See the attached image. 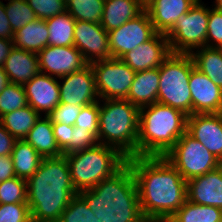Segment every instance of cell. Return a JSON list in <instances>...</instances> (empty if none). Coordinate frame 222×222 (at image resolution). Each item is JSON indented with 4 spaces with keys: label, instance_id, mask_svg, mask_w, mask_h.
Segmentation results:
<instances>
[{
    "label": "cell",
    "instance_id": "6da1fadb",
    "mask_svg": "<svg viewBox=\"0 0 222 222\" xmlns=\"http://www.w3.org/2000/svg\"><path fill=\"white\" fill-rule=\"evenodd\" d=\"M127 163L147 222L170 218L186 202L187 181L164 156H133Z\"/></svg>",
    "mask_w": 222,
    "mask_h": 222
},
{
    "label": "cell",
    "instance_id": "7a4b0ae2",
    "mask_svg": "<svg viewBox=\"0 0 222 222\" xmlns=\"http://www.w3.org/2000/svg\"><path fill=\"white\" fill-rule=\"evenodd\" d=\"M27 204L32 222H46L61 217L77 195L65 155L43 158L37 171L26 180Z\"/></svg>",
    "mask_w": 222,
    "mask_h": 222
},
{
    "label": "cell",
    "instance_id": "3957f363",
    "mask_svg": "<svg viewBox=\"0 0 222 222\" xmlns=\"http://www.w3.org/2000/svg\"><path fill=\"white\" fill-rule=\"evenodd\" d=\"M78 194L100 222H147L141 213L136 181L128 163L112 177Z\"/></svg>",
    "mask_w": 222,
    "mask_h": 222
},
{
    "label": "cell",
    "instance_id": "277c9868",
    "mask_svg": "<svg viewBox=\"0 0 222 222\" xmlns=\"http://www.w3.org/2000/svg\"><path fill=\"white\" fill-rule=\"evenodd\" d=\"M187 117L158 102L139 108L137 156H165L186 132Z\"/></svg>",
    "mask_w": 222,
    "mask_h": 222
},
{
    "label": "cell",
    "instance_id": "5b68a950",
    "mask_svg": "<svg viewBox=\"0 0 222 222\" xmlns=\"http://www.w3.org/2000/svg\"><path fill=\"white\" fill-rule=\"evenodd\" d=\"M138 126L139 108L130 101L126 99L99 101V144L117 149L127 159L137 156Z\"/></svg>",
    "mask_w": 222,
    "mask_h": 222
},
{
    "label": "cell",
    "instance_id": "8992f818",
    "mask_svg": "<svg viewBox=\"0 0 222 222\" xmlns=\"http://www.w3.org/2000/svg\"><path fill=\"white\" fill-rule=\"evenodd\" d=\"M65 156L77 193L94 188L102 180L112 177L127 163V158L117 149L104 144Z\"/></svg>",
    "mask_w": 222,
    "mask_h": 222
},
{
    "label": "cell",
    "instance_id": "52a82bcc",
    "mask_svg": "<svg viewBox=\"0 0 222 222\" xmlns=\"http://www.w3.org/2000/svg\"><path fill=\"white\" fill-rule=\"evenodd\" d=\"M195 66L191 54L171 53L159 67L157 102L192 114V97L189 78Z\"/></svg>",
    "mask_w": 222,
    "mask_h": 222
},
{
    "label": "cell",
    "instance_id": "ba28073f",
    "mask_svg": "<svg viewBox=\"0 0 222 222\" xmlns=\"http://www.w3.org/2000/svg\"><path fill=\"white\" fill-rule=\"evenodd\" d=\"M201 1L197 0L187 13L178 17L166 34L171 53L191 54L195 49L206 46L209 7Z\"/></svg>",
    "mask_w": 222,
    "mask_h": 222
},
{
    "label": "cell",
    "instance_id": "9c48e42d",
    "mask_svg": "<svg viewBox=\"0 0 222 222\" xmlns=\"http://www.w3.org/2000/svg\"><path fill=\"white\" fill-rule=\"evenodd\" d=\"M186 181L202 176L222 165L202 143L187 132L164 156Z\"/></svg>",
    "mask_w": 222,
    "mask_h": 222
},
{
    "label": "cell",
    "instance_id": "30bf717a",
    "mask_svg": "<svg viewBox=\"0 0 222 222\" xmlns=\"http://www.w3.org/2000/svg\"><path fill=\"white\" fill-rule=\"evenodd\" d=\"M100 100L126 99L136 72L120 58L91 63Z\"/></svg>",
    "mask_w": 222,
    "mask_h": 222
},
{
    "label": "cell",
    "instance_id": "8fae6325",
    "mask_svg": "<svg viewBox=\"0 0 222 222\" xmlns=\"http://www.w3.org/2000/svg\"><path fill=\"white\" fill-rule=\"evenodd\" d=\"M156 33L148 12L144 10L137 17L108 32L111 57L121 58L150 40Z\"/></svg>",
    "mask_w": 222,
    "mask_h": 222
},
{
    "label": "cell",
    "instance_id": "7c38bea8",
    "mask_svg": "<svg viewBox=\"0 0 222 222\" xmlns=\"http://www.w3.org/2000/svg\"><path fill=\"white\" fill-rule=\"evenodd\" d=\"M74 46L88 64L111 58L108 32L100 23L76 21Z\"/></svg>",
    "mask_w": 222,
    "mask_h": 222
},
{
    "label": "cell",
    "instance_id": "4fadbf2b",
    "mask_svg": "<svg viewBox=\"0 0 222 222\" xmlns=\"http://www.w3.org/2000/svg\"><path fill=\"white\" fill-rule=\"evenodd\" d=\"M40 72L62 77L82 70L88 65L82 53L74 46L48 45L38 54Z\"/></svg>",
    "mask_w": 222,
    "mask_h": 222
},
{
    "label": "cell",
    "instance_id": "5bb4252c",
    "mask_svg": "<svg viewBox=\"0 0 222 222\" xmlns=\"http://www.w3.org/2000/svg\"><path fill=\"white\" fill-rule=\"evenodd\" d=\"M60 103L88 106L100 101L91 64L82 70L59 77Z\"/></svg>",
    "mask_w": 222,
    "mask_h": 222
},
{
    "label": "cell",
    "instance_id": "9a60e30c",
    "mask_svg": "<svg viewBox=\"0 0 222 222\" xmlns=\"http://www.w3.org/2000/svg\"><path fill=\"white\" fill-rule=\"evenodd\" d=\"M170 54L166 34L156 33L150 40L127 52L120 59L135 72H140L159 68Z\"/></svg>",
    "mask_w": 222,
    "mask_h": 222
},
{
    "label": "cell",
    "instance_id": "2e32d148",
    "mask_svg": "<svg viewBox=\"0 0 222 222\" xmlns=\"http://www.w3.org/2000/svg\"><path fill=\"white\" fill-rule=\"evenodd\" d=\"M186 132L222 162V113L191 114Z\"/></svg>",
    "mask_w": 222,
    "mask_h": 222
},
{
    "label": "cell",
    "instance_id": "e0dca14e",
    "mask_svg": "<svg viewBox=\"0 0 222 222\" xmlns=\"http://www.w3.org/2000/svg\"><path fill=\"white\" fill-rule=\"evenodd\" d=\"M192 114L222 113V89L195 66L189 78Z\"/></svg>",
    "mask_w": 222,
    "mask_h": 222
},
{
    "label": "cell",
    "instance_id": "ac0fdd59",
    "mask_svg": "<svg viewBox=\"0 0 222 222\" xmlns=\"http://www.w3.org/2000/svg\"><path fill=\"white\" fill-rule=\"evenodd\" d=\"M57 77L44 73L36 74L23 85L27 104L40 115L48 116L60 103V88Z\"/></svg>",
    "mask_w": 222,
    "mask_h": 222
},
{
    "label": "cell",
    "instance_id": "d6986e66",
    "mask_svg": "<svg viewBox=\"0 0 222 222\" xmlns=\"http://www.w3.org/2000/svg\"><path fill=\"white\" fill-rule=\"evenodd\" d=\"M187 200L222 209V165L187 181Z\"/></svg>",
    "mask_w": 222,
    "mask_h": 222
},
{
    "label": "cell",
    "instance_id": "ffe728a7",
    "mask_svg": "<svg viewBox=\"0 0 222 222\" xmlns=\"http://www.w3.org/2000/svg\"><path fill=\"white\" fill-rule=\"evenodd\" d=\"M197 0H154L145 10L157 33L167 34L177 18L185 14Z\"/></svg>",
    "mask_w": 222,
    "mask_h": 222
},
{
    "label": "cell",
    "instance_id": "44dd1931",
    "mask_svg": "<svg viewBox=\"0 0 222 222\" xmlns=\"http://www.w3.org/2000/svg\"><path fill=\"white\" fill-rule=\"evenodd\" d=\"M3 69L10 82L24 85L40 73L38 55L13 47L4 62Z\"/></svg>",
    "mask_w": 222,
    "mask_h": 222
},
{
    "label": "cell",
    "instance_id": "7402d4cb",
    "mask_svg": "<svg viewBox=\"0 0 222 222\" xmlns=\"http://www.w3.org/2000/svg\"><path fill=\"white\" fill-rule=\"evenodd\" d=\"M159 68L136 72L126 100L138 108L157 102Z\"/></svg>",
    "mask_w": 222,
    "mask_h": 222
},
{
    "label": "cell",
    "instance_id": "603a6c76",
    "mask_svg": "<svg viewBox=\"0 0 222 222\" xmlns=\"http://www.w3.org/2000/svg\"><path fill=\"white\" fill-rule=\"evenodd\" d=\"M44 117V118H43ZM40 116L24 140L29 143L42 158L62 156L54 137L52 121L48 116Z\"/></svg>",
    "mask_w": 222,
    "mask_h": 222
},
{
    "label": "cell",
    "instance_id": "cb8c5ba5",
    "mask_svg": "<svg viewBox=\"0 0 222 222\" xmlns=\"http://www.w3.org/2000/svg\"><path fill=\"white\" fill-rule=\"evenodd\" d=\"M144 10L136 0H105L100 24L109 32L137 17Z\"/></svg>",
    "mask_w": 222,
    "mask_h": 222
},
{
    "label": "cell",
    "instance_id": "d4e9b609",
    "mask_svg": "<svg viewBox=\"0 0 222 222\" xmlns=\"http://www.w3.org/2000/svg\"><path fill=\"white\" fill-rule=\"evenodd\" d=\"M49 31L46 21L37 18L14 32V47L38 54L48 46Z\"/></svg>",
    "mask_w": 222,
    "mask_h": 222
},
{
    "label": "cell",
    "instance_id": "484cf974",
    "mask_svg": "<svg viewBox=\"0 0 222 222\" xmlns=\"http://www.w3.org/2000/svg\"><path fill=\"white\" fill-rule=\"evenodd\" d=\"M16 177L27 180L39 168L41 155L24 139L16 140L11 153Z\"/></svg>",
    "mask_w": 222,
    "mask_h": 222
},
{
    "label": "cell",
    "instance_id": "4316f807",
    "mask_svg": "<svg viewBox=\"0 0 222 222\" xmlns=\"http://www.w3.org/2000/svg\"><path fill=\"white\" fill-rule=\"evenodd\" d=\"M195 67L222 89V48L201 47L191 53Z\"/></svg>",
    "mask_w": 222,
    "mask_h": 222
},
{
    "label": "cell",
    "instance_id": "83f0119b",
    "mask_svg": "<svg viewBox=\"0 0 222 222\" xmlns=\"http://www.w3.org/2000/svg\"><path fill=\"white\" fill-rule=\"evenodd\" d=\"M40 116L37 111L26 105L3 115L0 123L16 140H23Z\"/></svg>",
    "mask_w": 222,
    "mask_h": 222
},
{
    "label": "cell",
    "instance_id": "f1b7e54d",
    "mask_svg": "<svg viewBox=\"0 0 222 222\" xmlns=\"http://www.w3.org/2000/svg\"><path fill=\"white\" fill-rule=\"evenodd\" d=\"M45 21L49 31L48 45L57 47L74 45L76 20L67 11Z\"/></svg>",
    "mask_w": 222,
    "mask_h": 222
},
{
    "label": "cell",
    "instance_id": "f546056e",
    "mask_svg": "<svg viewBox=\"0 0 222 222\" xmlns=\"http://www.w3.org/2000/svg\"><path fill=\"white\" fill-rule=\"evenodd\" d=\"M170 218L174 222H222V209L186 200Z\"/></svg>",
    "mask_w": 222,
    "mask_h": 222
},
{
    "label": "cell",
    "instance_id": "4dcf8cb0",
    "mask_svg": "<svg viewBox=\"0 0 222 222\" xmlns=\"http://www.w3.org/2000/svg\"><path fill=\"white\" fill-rule=\"evenodd\" d=\"M105 0H75L66 6V11L76 21L100 23Z\"/></svg>",
    "mask_w": 222,
    "mask_h": 222
},
{
    "label": "cell",
    "instance_id": "1f68e13d",
    "mask_svg": "<svg viewBox=\"0 0 222 222\" xmlns=\"http://www.w3.org/2000/svg\"><path fill=\"white\" fill-rule=\"evenodd\" d=\"M5 11L13 32L37 19L27 0H8Z\"/></svg>",
    "mask_w": 222,
    "mask_h": 222
},
{
    "label": "cell",
    "instance_id": "d6a6232c",
    "mask_svg": "<svg viewBox=\"0 0 222 222\" xmlns=\"http://www.w3.org/2000/svg\"><path fill=\"white\" fill-rule=\"evenodd\" d=\"M26 105L28 104L23 85L10 82L4 90L0 92V118Z\"/></svg>",
    "mask_w": 222,
    "mask_h": 222
},
{
    "label": "cell",
    "instance_id": "836d02e7",
    "mask_svg": "<svg viewBox=\"0 0 222 222\" xmlns=\"http://www.w3.org/2000/svg\"><path fill=\"white\" fill-rule=\"evenodd\" d=\"M27 203V182L13 177L0 182V204Z\"/></svg>",
    "mask_w": 222,
    "mask_h": 222
},
{
    "label": "cell",
    "instance_id": "e575fe53",
    "mask_svg": "<svg viewBox=\"0 0 222 222\" xmlns=\"http://www.w3.org/2000/svg\"><path fill=\"white\" fill-rule=\"evenodd\" d=\"M61 217L66 222H100L79 194L72 198Z\"/></svg>",
    "mask_w": 222,
    "mask_h": 222
},
{
    "label": "cell",
    "instance_id": "d590c367",
    "mask_svg": "<svg viewBox=\"0 0 222 222\" xmlns=\"http://www.w3.org/2000/svg\"><path fill=\"white\" fill-rule=\"evenodd\" d=\"M206 47L222 48V11L209 7Z\"/></svg>",
    "mask_w": 222,
    "mask_h": 222
},
{
    "label": "cell",
    "instance_id": "8d00e7d4",
    "mask_svg": "<svg viewBox=\"0 0 222 222\" xmlns=\"http://www.w3.org/2000/svg\"><path fill=\"white\" fill-rule=\"evenodd\" d=\"M37 18L46 20L66 11L63 0H27Z\"/></svg>",
    "mask_w": 222,
    "mask_h": 222
},
{
    "label": "cell",
    "instance_id": "74e56055",
    "mask_svg": "<svg viewBox=\"0 0 222 222\" xmlns=\"http://www.w3.org/2000/svg\"><path fill=\"white\" fill-rule=\"evenodd\" d=\"M74 126L88 130L98 138L99 101L82 107Z\"/></svg>",
    "mask_w": 222,
    "mask_h": 222
},
{
    "label": "cell",
    "instance_id": "f35d334b",
    "mask_svg": "<svg viewBox=\"0 0 222 222\" xmlns=\"http://www.w3.org/2000/svg\"><path fill=\"white\" fill-rule=\"evenodd\" d=\"M0 222H32L28 204H0Z\"/></svg>",
    "mask_w": 222,
    "mask_h": 222
},
{
    "label": "cell",
    "instance_id": "ab89813d",
    "mask_svg": "<svg viewBox=\"0 0 222 222\" xmlns=\"http://www.w3.org/2000/svg\"><path fill=\"white\" fill-rule=\"evenodd\" d=\"M99 144L98 138L90 131L75 127L71 135V144L62 152L63 155L89 149Z\"/></svg>",
    "mask_w": 222,
    "mask_h": 222
},
{
    "label": "cell",
    "instance_id": "60d3db41",
    "mask_svg": "<svg viewBox=\"0 0 222 222\" xmlns=\"http://www.w3.org/2000/svg\"><path fill=\"white\" fill-rule=\"evenodd\" d=\"M81 106L59 103L58 106L48 115L52 122L75 125Z\"/></svg>",
    "mask_w": 222,
    "mask_h": 222
},
{
    "label": "cell",
    "instance_id": "b9f144b4",
    "mask_svg": "<svg viewBox=\"0 0 222 222\" xmlns=\"http://www.w3.org/2000/svg\"><path fill=\"white\" fill-rule=\"evenodd\" d=\"M54 137L62 152L71 144V135L74 130L73 125L52 122Z\"/></svg>",
    "mask_w": 222,
    "mask_h": 222
},
{
    "label": "cell",
    "instance_id": "7bdbcfd3",
    "mask_svg": "<svg viewBox=\"0 0 222 222\" xmlns=\"http://www.w3.org/2000/svg\"><path fill=\"white\" fill-rule=\"evenodd\" d=\"M16 139L0 123V156L11 155Z\"/></svg>",
    "mask_w": 222,
    "mask_h": 222
},
{
    "label": "cell",
    "instance_id": "ee69618b",
    "mask_svg": "<svg viewBox=\"0 0 222 222\" xmlns=\"http://www.w3.org/2000/svg\"><path fill=\"white\" fill-rule=\"evenodd\" d=\"M14 32L5 11V4L0 0V38L13 40Z\"/></svg>",
    "mask_w": 222,
    "mask_h": 222
},
{
    "label": "cell",
    "instance_id": "f6af8a7d",
    "mask_svg": "<svg viewBox=\"0 0 222 222\" xmlns=\"http://www.w3.org/2000/svg\"><path fill=\"white\" fill-rule=\"evenodd\" d=\"M16 177L11 155L0 156V182Z\"/></svg>",
    "mask_w": 222,
    "mask_h": 222
},
{
    "label": "cell",
    "instance_id": "bcb514c9",
    "mask_svg": "<svg viewBox=\"0 0 222 222\" xmlns=\"http://www.w3.org/2000/svg\"><path fill=\"white\" fill-rule=\"evenodd\" d=\"M13 47V40L0 38V67H3L4 62Z\"/></svg>",
    "mask_w": 222,
    "mask_h": 222
},
{
    "label": "cell",
    "instance_id": "7dc6e473",
    "mask_svg": "<svg viewBox=\"0 0 222 222\" xmlns=\"http://www.w3.org/2000/svg\"><path fill=\"white\" fill-rule=\"evenodd\" d=\"M10 83L8 75L5 73L3 67H0V92Z\"/></svg>",
    "mask_w": 222,
    "mask_h": 222
},
{
    "label": "cell",
    "instance_id": "c3c4849f",
    "mask_svg": "<svg viewBox=\"0 0 222 222\" xmlns=\"http://www.w3.org/2000/svg\"><path fill=\"white\" fill-rule=\"evenodd\" d=\"M144 9H146L154 0H136Z\"/></svg>",
    "mask_w": 222,
    "mask_h": 222
},
{
    "label": "cell",
    "instance_id": "681fc988",
    "mask_svg": "<svg viewBox=\"0 0 222 222\" xmlns=\"http://www.w3.org/2000/svg\"><path fill=\"white\" fill-rule=\"evenodd\" d=\"M214 7L222 11V0H215Z\"/></svg>",
    "mask_w": 222,
    "mask_h": 222
},
{
    "label": "cell",
    "instance_id": "f907efd6",
    "mask_svg": "<svg viewBox=\"0 0 222 222\" xmlns=\"http://www.w3.org/2000/svg\"><path fill=\"white\" fill-rule=\"evenodd\" d=\"M152 222H174L171 218H160V219H156Z\"/></svg>",
    "mask_w": 222,
    "mask_h": 222
},
{
    "label": "cell",
    "instance_id": "816d5d0a",
    "mask_svg": "<svg viewBox=\"0 0 222 222\" xmlns=\"http://www.w3.org/2000/svg\"><path fill=\"white\" fill-rule=\"evenodd\" d=\"M46 222H66V221L62 217H59V218L53 219L51 221H46Z\"/></svg>",
    "mask_w": 222,
    "mask_h": 222
},
{
    "label": "cell",
    "instance_id": "f5cc1de1",
    "mask_svg": "<svg viewBox=\"0 0 222 222\" xmlns=\"http://www.w3.org/2000/svg\"><path fill=\"white\" fill-rule=\"evenodd\" d=\"M63 1H64L65 6H67L70 2L75 1V0H63Z\"/></svg>",
    "mask_w": 222,
    "mask_h": 222
}]
</instances>
